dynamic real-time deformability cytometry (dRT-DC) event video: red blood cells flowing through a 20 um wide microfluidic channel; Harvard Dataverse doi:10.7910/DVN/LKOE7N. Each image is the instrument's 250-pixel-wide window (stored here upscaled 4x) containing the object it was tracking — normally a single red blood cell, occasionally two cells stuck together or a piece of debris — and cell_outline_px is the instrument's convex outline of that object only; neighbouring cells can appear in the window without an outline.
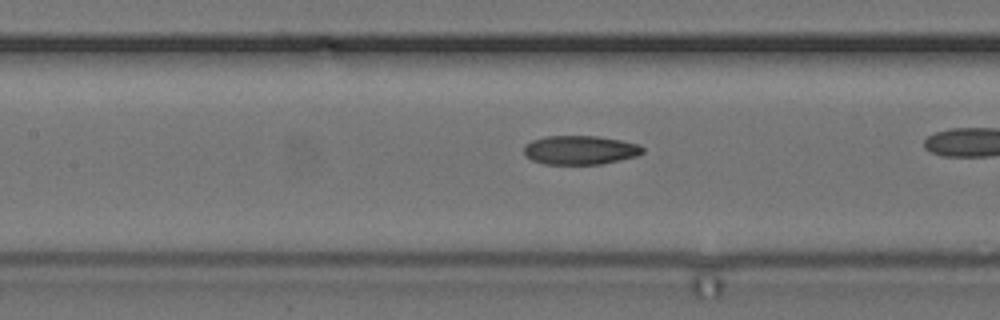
{"species": "common noctule bat (a hibernating species)", "species_latin": "Nyctalus noctula", "temperature_condition": "cold", "stored_images_in_passage": 32, "camera_frame_rate_fps": 3000, "um_per_image_px": 0.085, "animal": {"sex": "female", "body_mass_g": 24.6, "forearm_length_mm": 56.2}, "frame": {"image": 1, "passage_image": 14, "time_ms": 4.333, "image_size_px": [1000, 320], "cell_outline_px": [[644, 152], [636, 156], [620, 160], [600, 164], [544, 164], [532, 160], [524, 152], [524, 144], [532, 140], [544, 136], [596, 136], [620, 140], [640, 144], [644, 148]], "centroid_in_image_um": [49.31, 12.75], "position_along_channel_um": 158.1, "area_um2": 20.06}}